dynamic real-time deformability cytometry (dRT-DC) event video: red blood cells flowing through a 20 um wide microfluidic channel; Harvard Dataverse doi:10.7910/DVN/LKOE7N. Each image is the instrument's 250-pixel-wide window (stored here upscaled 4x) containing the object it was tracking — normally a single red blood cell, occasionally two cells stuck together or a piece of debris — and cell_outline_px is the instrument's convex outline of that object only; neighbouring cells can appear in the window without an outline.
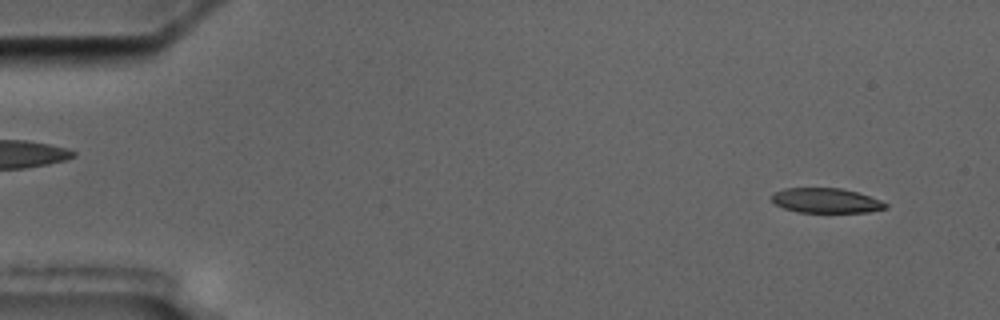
{"species": "common noctule bat (a hibernating species)", "species_latin": "Nyctalus noctula", "temperature_condition": "cold", "stored_images_in_passage": 3, "segment_of_instrument_passage": [2, 2], "camera_frame_rate_fps": 3000, "um_per_image_px": 0.085, "animal": {"sex": "male", "body_mass_g": 17.5, "forearm_length_mm": 52.3}, "frame": {"image": 1, "passage_image": 3, "time_ms": 3.667, "image_size_px": [1000, 320], "cell_outline_px": [[888, 208], [868, 212], [796, 212], [784, 208], [776, 204], [772, 200], [772, 196], [776, 192], [784, 188], [840, 188], [856, 192], [880, 200], [888, 204]], "centroid_in_image_um": [70.23, 17.05], "position_along_channel_um": 14.8, "area_um2": 16.3}}